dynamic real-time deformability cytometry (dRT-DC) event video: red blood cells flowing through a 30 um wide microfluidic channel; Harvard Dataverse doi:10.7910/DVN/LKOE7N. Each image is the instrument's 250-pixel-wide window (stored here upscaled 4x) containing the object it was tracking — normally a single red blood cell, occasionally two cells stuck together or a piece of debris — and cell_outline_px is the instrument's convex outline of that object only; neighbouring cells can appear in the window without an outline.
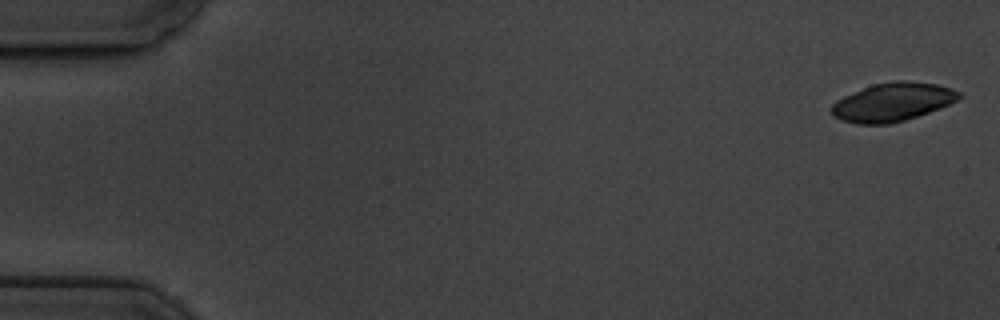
{"species": "common noctule bat (a hibernating species)", "species_latin": "Nyctalus noctula", "temperature_condition": "cold", "stored_images_in_passage": 3, "camera_frame_rate_fps": 3000, "um_per_image_px": 0.085, "animal": {"sex": "male", "body_mass_g": 19.5, "forearm_length_mm": 54.6}, "frame": {"image": 1, "passage_image": 1, "time_ms": 0.0, "image_size_px": [1000, 320], "cell_outline_px": [[964, 96], [960, 100], [940, 108], [904, 120], [888, 124], [856, 124], [832, 116], [828, 108], [836, 100], [844, 96], [872, 84], [896, 80], [904, 80], [936, 84], [952, 88], [960, 92]], "centroid_in_image_um": [75.87, 8.67], "position_along_channel_um": 9.1, "area_um2": 28.78}}